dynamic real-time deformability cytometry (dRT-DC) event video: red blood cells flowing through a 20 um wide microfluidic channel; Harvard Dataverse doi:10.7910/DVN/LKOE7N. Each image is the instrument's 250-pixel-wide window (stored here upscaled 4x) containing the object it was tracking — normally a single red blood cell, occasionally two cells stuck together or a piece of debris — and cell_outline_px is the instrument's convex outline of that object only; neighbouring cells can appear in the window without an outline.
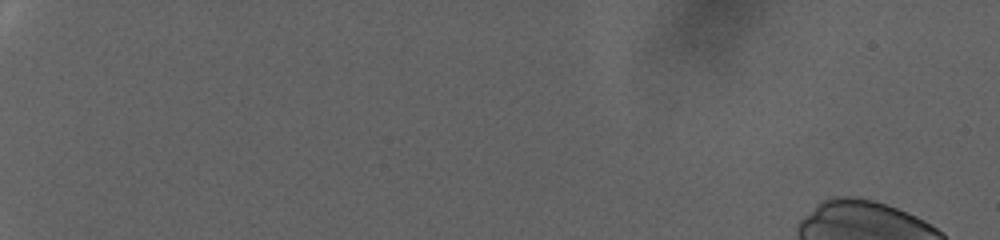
{"species": "human", "species_latin": "Homo sapiens", "temperature_condition": "warm", "stored_images_in_passage": 1, "camera_frame_rate_fps": 3000, "um_per_image_px": 0.085, "donor": {"sex": "female"}, "frame": {"image": 1, "passage_image": 1, "time_ms": 0.0, "image_size_px": [1000, 240], "cell_outline_px": [[760, 32], [724, 64], [716, 68], [696, 64], [660, 48], [672, 32], [684, 28], [740, 12], [760, 12]], "centroid_in_image_um": [60.71, 3.32], "position_along_channel_um": 24.3, "area_um2": 24.51}}